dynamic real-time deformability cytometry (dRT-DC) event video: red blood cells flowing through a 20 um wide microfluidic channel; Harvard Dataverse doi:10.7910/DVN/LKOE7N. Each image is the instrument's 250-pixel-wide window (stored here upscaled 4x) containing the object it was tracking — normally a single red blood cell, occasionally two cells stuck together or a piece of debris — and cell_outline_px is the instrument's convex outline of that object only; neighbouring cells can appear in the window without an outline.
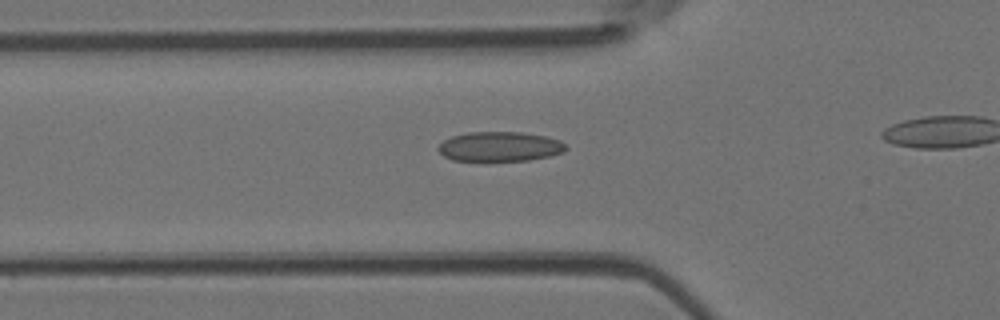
{"species": "Egyptian fruit bat (a non-hibernating species)", "species_latin": "Rousettus aegyptiacus", "temperature_condition": "room temperature", "stored_images_in_passage": 28, "camera_frame_rate_fps": 3000, "um_per_image_px": 0.085, "animal": {"sex": "female"}, "frame": {"image": 1, "passage_image": 5, "time_ms": 1.333, "image_size_px": [1000, 320], "cell_outline_px": [[568, 148], [564, 152], [548, 156], [528, 160], [452, 160], [444, 156], [436, 148], [444, 140], [452, 136], [468, 132], [520, 132], [544, 136], [560, 140]], "centroid_in_image_um": [42.47, 12.45], "position_along_channel_um": 83.3, "area_um2": 21.85}}
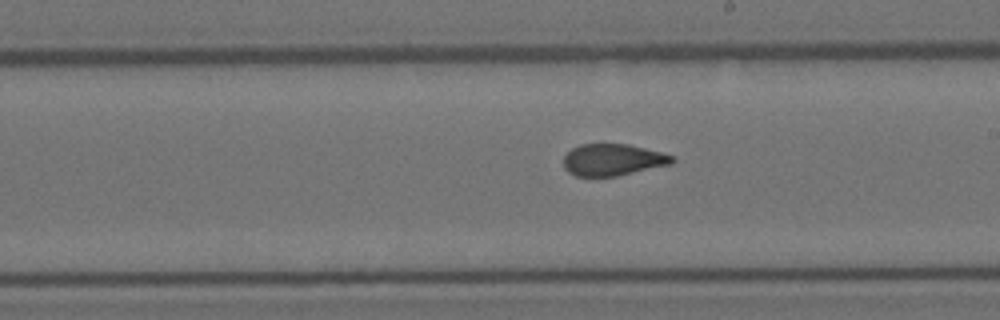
{"frame": {"image": 2, "passage_image": 16, "time_ms": 5.0, "image_size_px": [1000, 320], "cell_outline_px": [[676, 160], [672, 164], [616, 176], [576, 176], [568, 172], [564, 168], [564, 156], [572, 148], [580, 144], [628, 144], [660, 152], [672, 156]], "centroid_in_image_um": [52.07, 13.58], "position_along_channel_um": 236.9, "area_um2": 20.0}}
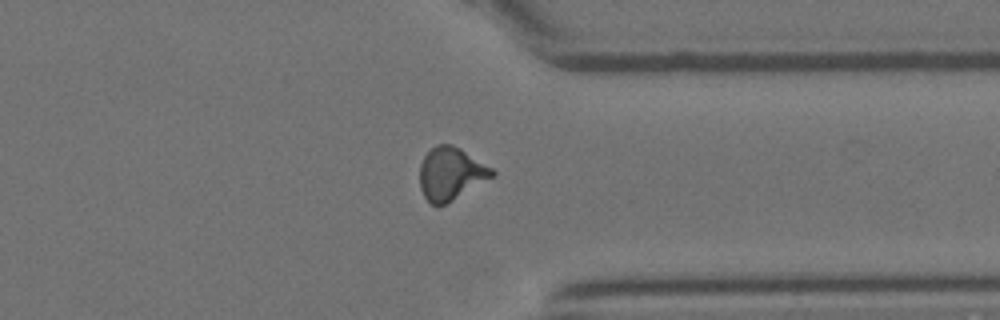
{"frame": {"image": 3, "passage_image": 26, "time_ms": 8.333, "image_size_px": [1000, 320], "cell_outline_px": [[496, 172], [492, 176], [452, 200], [444, 204], [432, 204], [424, 196], [420, 188], [420, 164], [424, 156], [436, 144], [452, 144], [460, 148], [492, 168]], "centroid_in_image_um": [38.29, 14.73], "position_along_channel_um": 373.1, "area_um2": 21.68}}